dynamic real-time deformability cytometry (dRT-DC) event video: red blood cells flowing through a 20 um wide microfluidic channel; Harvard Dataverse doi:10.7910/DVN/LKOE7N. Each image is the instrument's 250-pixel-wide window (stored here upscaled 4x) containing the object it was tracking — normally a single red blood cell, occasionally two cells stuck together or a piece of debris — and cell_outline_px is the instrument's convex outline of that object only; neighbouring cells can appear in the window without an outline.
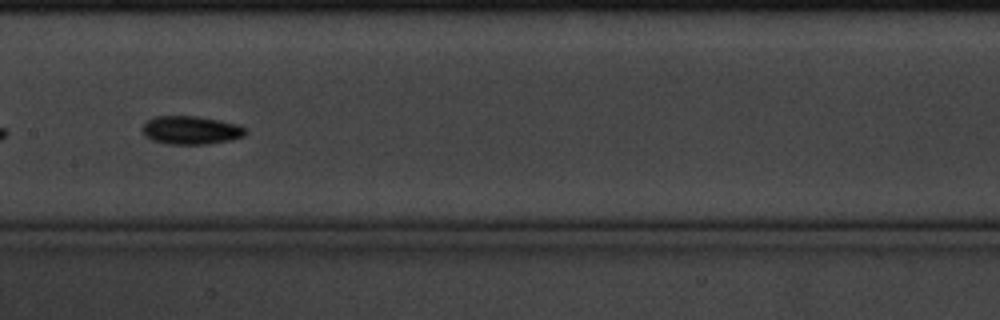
{"species": "common noctule bat (a hibernating species)", "species_latin": "Nyctalus noctula", "temperature_condition": "cold", "stored_images_in_passage": 43, "camera_frame_rate_fps": 3000, "um_per_image_px": 0.085, "animal": {"sex": "male", "body_mass_g": 20.1, "forearm_length_mm": 53.5}, "frame": {"image": 1, "passage_image": 13, "time_ms": 4.0, "image_size_px": [1000, 320], "cell_outline_px": [[248, 132], [244, 136], [232, 140], [208, 144], [168, 144], [152, 140], [144, 136], [140, 128], [152, 116], [196, 116], [240, 124]], "centroid_in_image_um": [16.22, 11.06], "position_along_channel_um": 191.2, "area_um2": 17.28}, "authors_computed_cell_mechanics": {"area_um2": 15.5482, "velocity_mm_per_s": 3.3547, "shape_relaxation_time_tau1_ms": 3.2512, "shape_relaxation_time_tau2_ms": null, "deformation_change_tau1": 0.0916, "deformation_change_tau2": null}}